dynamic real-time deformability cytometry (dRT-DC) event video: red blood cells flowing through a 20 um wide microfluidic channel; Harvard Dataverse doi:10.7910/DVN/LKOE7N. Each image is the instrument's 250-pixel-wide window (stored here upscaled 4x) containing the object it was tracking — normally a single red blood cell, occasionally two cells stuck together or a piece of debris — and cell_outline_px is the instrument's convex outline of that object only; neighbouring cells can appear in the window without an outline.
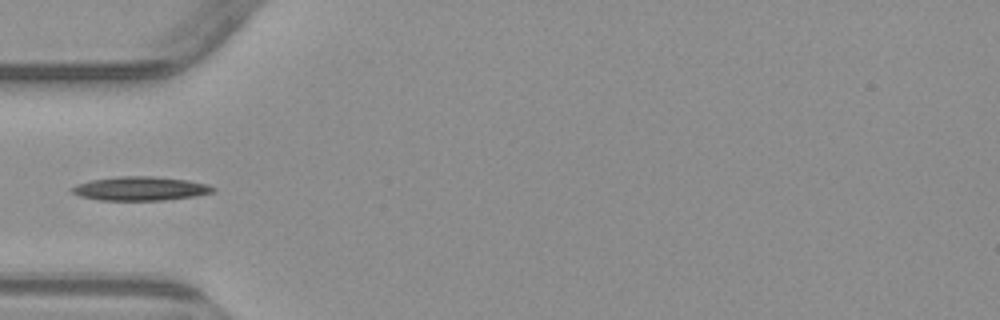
{"species": "common noctule bat (a hibernating species)", "species_latin": "Nyctalus noctula", "temperature_condition": "warm", "stored_images_in_passage": 5, "camera_frame_rate_fps": 3000, "um_per_image_px": 0.085, "animal": {"sex": "male", "body_mass_g": 23.1, "forearm_length_mm": 52.7}, "frame": {"image": 1, "passage_image": 5, "time_ms": 4.667, "image_size_px": [1000, 320], "cell_outline_px": [[216, 188], [212, 192], [196, 196], [164, 200], [100, 200], [80, 196], [72, 192], [68, 188], [76, 184], [88, 180], [120, 176], [152, 176], [188, 180], [208, 184]], "centroid_in_image_um": [11.9, 16.02], "position_along_channel_um": 73.1, "area_um2": 19.77}}